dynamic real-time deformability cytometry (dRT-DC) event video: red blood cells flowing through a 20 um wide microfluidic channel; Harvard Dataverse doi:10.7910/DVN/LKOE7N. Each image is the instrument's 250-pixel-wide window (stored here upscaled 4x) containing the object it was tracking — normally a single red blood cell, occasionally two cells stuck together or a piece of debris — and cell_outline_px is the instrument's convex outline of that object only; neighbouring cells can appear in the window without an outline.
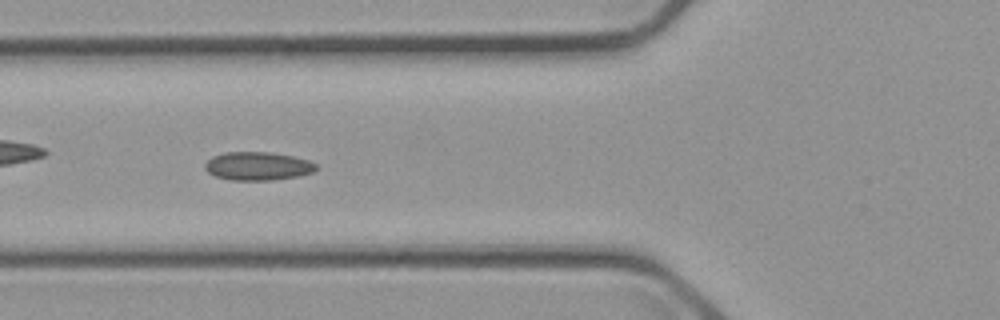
{"species": "common noctule bat (a hibernating species)", "species_latin": "Nyctalus noctula", "temperature_condition": "cold", "stored_images_in_passage": 44, "camera_frame_rate_fps": 3000, "um_per_image_px": 0.085, "animal": {"sex": "male", "body_mass_g": 23.1, "forearm_length_mm": 52.7}, "frame": {"image": 1, "passage_image": 8, "time_ms": 2.333, "image_size_px": [1000, 320], "cell_outline_px": [[316, 168], [312, 172], [296, 176], [276, 180], [228, 180], [216, 176], [208, 172], [204, 168], [204, 164], [212, 156], [224, 152], [268, 152], [292, 156], [308, 160], [316, 164]], "centroid_in_image_um": [21.86, 14.12], "position_along_channel_um": 103.9, "area_um2": 18.32}}
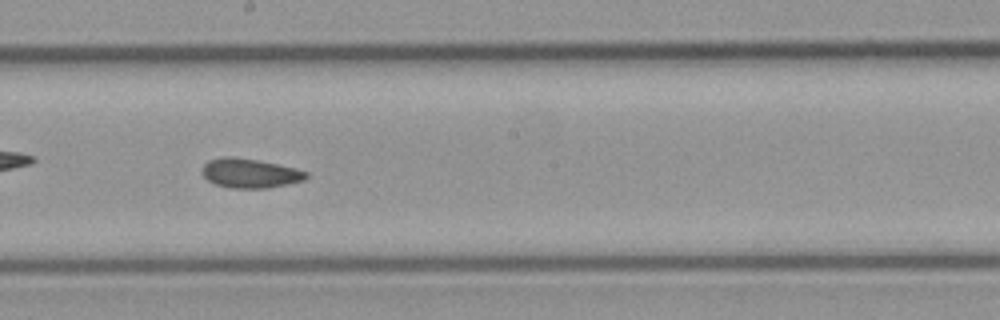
{"frame": {"image": 2, "passage_image": 18, "time_ms": 5.667, "image_size_px": [1000, 320], "cell_outline_px": [[308, 176], [304, 180], [288, 184], [268, 188], [228, 188], [216, 184], [208, 180], [200, 172], [200, 168], [208, 160], [224, 156], [232, 156], [256, 160], [296, 168], [308, 172]], "centroid_in_image_um": [21.21, 14.72], "position_along_channel_um": 227.0, "area_um2": 17.92}}
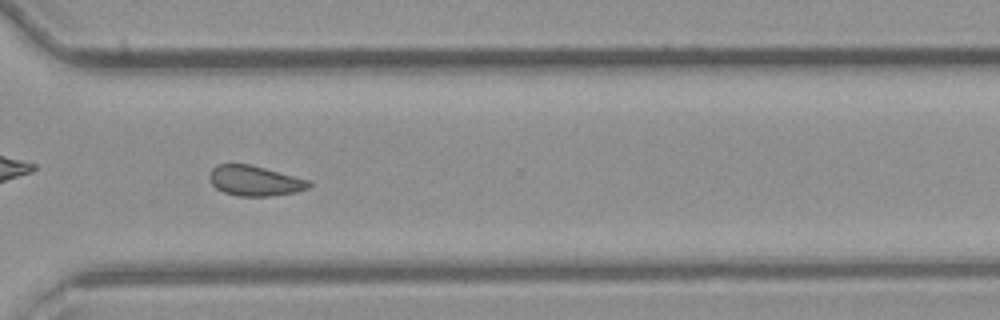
{"frame": {"image": 3, "passage_image": 28, "time_ms": 9.0, "image_size_px": [1000, 320], "cell_outline_px": [[312, 184], [308, 188], [296, 192], [272, 196], [240, 196], [224, 192], [216, 188], [208, 180], [208, 172], [216, 164], [248, 164], [312, 180]], "centroid_in_image_um": [21.65, 15.36], "position_along_channel_um": 349.0, "area_um2": 17.69}, "authors_computed_cell_mechanics": {"area_um2": 17.8313, "velocity_mm_per_s": 3.6725, "shape_relaxation_time_tau1_ms": null, "shape_relaxation_time_tau2_ms": 3.9811, "deformation_change_tau1": null, "deformation_change_tau2": 0.0812}}